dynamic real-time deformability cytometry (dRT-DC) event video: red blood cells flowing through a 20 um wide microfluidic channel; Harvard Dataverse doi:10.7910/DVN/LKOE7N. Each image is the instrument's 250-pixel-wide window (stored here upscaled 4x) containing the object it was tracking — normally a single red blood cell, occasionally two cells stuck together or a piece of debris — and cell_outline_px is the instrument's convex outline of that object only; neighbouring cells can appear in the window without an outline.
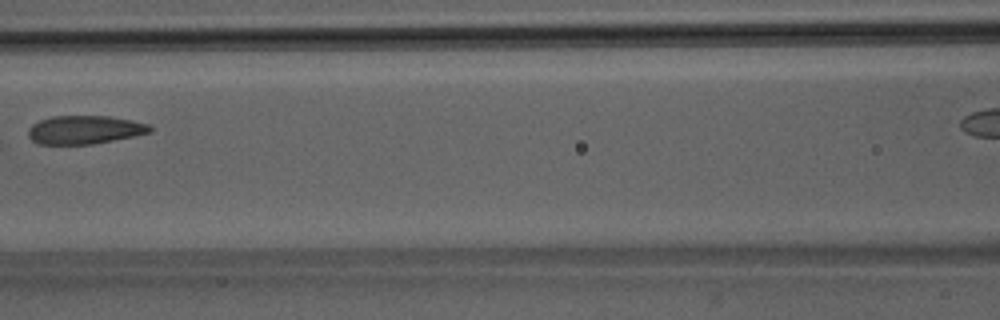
{"species": "Egyptian fruit bat (a non-hibernating species)", "species_latin": "Rousettus aegyptiacus", "temperature_condition": "room temperature", "stored_images_in_passage": 6, "camera_frame_rate_fps": 3000, "um_per_image_px": 0.085, "animal": {"sex": "male"}, "frame": {"image": 1, "passage_image": 4, "time_ms": 3.333, "image_size_px": [1000, 320], "cell_outline_px": [[152, 132], [92, 144], [36, 144], [28, 136], [28, 128], [32, 124], [40, 120], [52, 116], [108, 116], [132, 120], [148, 124], [152, 128]], "centroid_in_image_um": [7.16, 11.03], "position_along_channel_um": 159.4, "area_um2": 20.11}}